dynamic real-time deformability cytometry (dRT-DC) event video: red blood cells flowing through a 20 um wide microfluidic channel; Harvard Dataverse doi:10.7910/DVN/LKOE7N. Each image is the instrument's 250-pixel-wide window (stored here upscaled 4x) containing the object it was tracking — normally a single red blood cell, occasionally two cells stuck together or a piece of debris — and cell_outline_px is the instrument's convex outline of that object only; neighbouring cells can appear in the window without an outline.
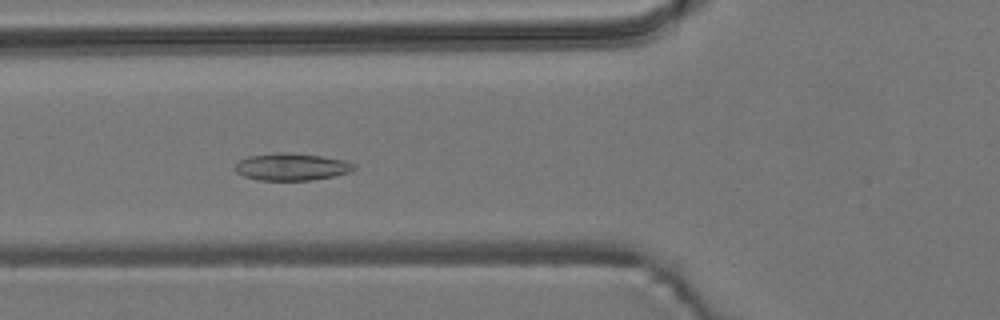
{"species": "common noctule bat (a hibernating species)", "species_latin": "Nyctalus noctula", "temperature_condition": "room temperature", "stored_images_in_passage": 45, "camera_frame_rate_fps": 3000, "um_per_image_px": 0.085, "animal": {"sex": "male", "body_mass_g": 19.2, "forearm_length_mm": 51.8}, "frame": {"image": 1, "passage_image": 10, "time_ms": 3.0, "image_size_px": [1000, 320], "cell_outline_px": [[356, 168], [348, 172], [332, 176], [308, 180], [260, 180], [244, 176], [236, 172], [236, 164], [240, 160], [248, 156], [276, 152], [288, 152], [320, 156], [344, 160], [356, 164]], "centroid_in_image_um": [24.78, 14.17], "position_along_channel_um": 101.0, "area_um2": 18.67}}
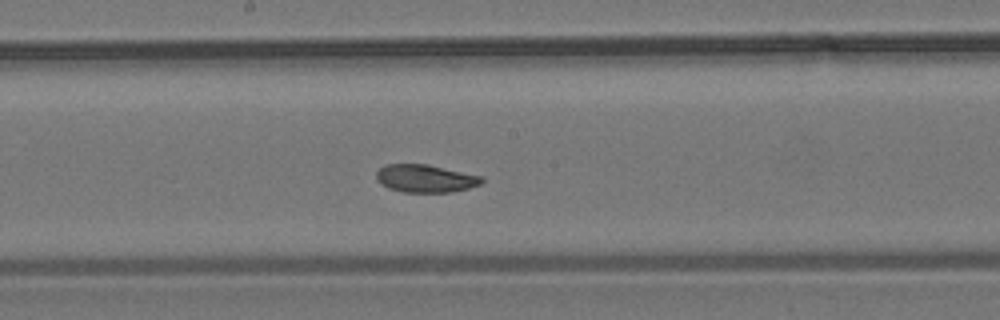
{"frame": {"image": 2, "passage_image": 19, "time_ms": 6.0, "image_size_px": [1000, 320], "cell_outline_px": [[484, 180], [480, 184], [468, 188], [452, 192], [404, 192], [388, 188], [380, 184], [376, 180], [376, 172], [384, 164], [428, 164], [484, 176]], "centroid_in_image_um": [36.16, 15.16], "position_along_channel_um": 212.0, "area_um2": 17.28}}
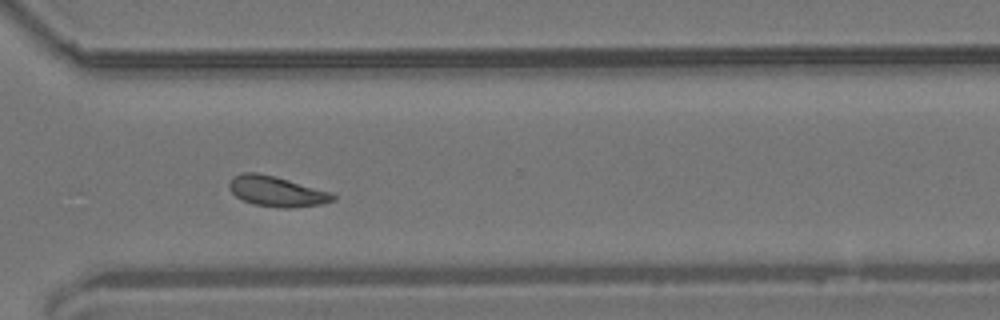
{"frame": {"image": 3, "passage_image": 30, "time_ms": 9.667, "image_size_px": [1000, 320], "cell_outline_px": [[336, 200], [324, 204], [292, 208], [284, 208], [252, 204], [236, 196], [228, 188], [228, 184], [232, 176], [244, 172], [256, 172], [276, 176], [332, 192], [336, 196]], "centroid_in_image_um": [23.54, 16.26], "position_along_channel_um": 347.1, "area_um2": 18.61}, "authors_computed_cell_mechanics": {"area_um2": 17.8602, "velocity_mm_per_s": 3.6896, "shape_relaxation_time_tau1_ms": 5.4602, "shape_relaxation_time_tau2_ms": 3.2656, "deformation_change_tau1": 0.0877, "deformation_change_tau2": 0.0788}}